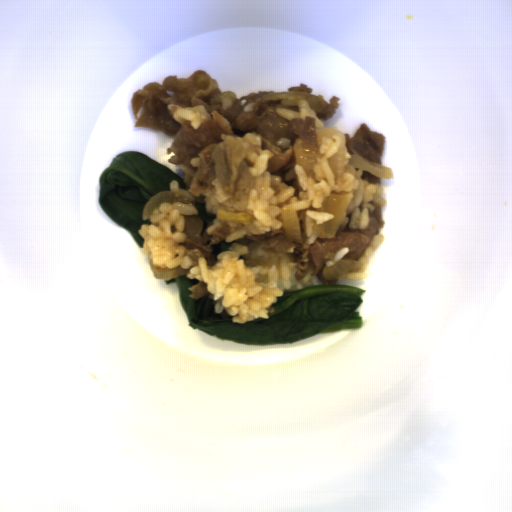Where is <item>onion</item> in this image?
<instances>
[{
	"instance_id": "2",
	"label": "onion",
	"mask_w": 512,
	"mask_h": 512,
	"mask_svg": "<svg viewBox=\"0 0 512 512\" xmlns=\"http://www.w3.org/2000/svg\"><path fill=\"white\" fill-rule=\"evenodd\" d=\"M265 100H290L293 103H297L299 105V100H306L308 105L313 111L316 113L322 112L328 105L327 102L323 100V96L318 94V96L310 95L306 91L302 90H293L287 92H268L263 94L262 96Z\"/></svg>"
},
{
	"instance_id": "5",
	"label": "onion",
	"mask_w": 512,
	"mask_h": 512,
	"mask_svg": "<svg viewBox=\"0 0 512 512\" xmlns=\"http://www.w3.org/2000/svg\"><path fill=\"white\" fill-rule=\"evenodd\" d=\"M348 165L353 167L356 172L363 174V171L371 172L380 179H392L394 178V172L392 167L385 166L370 162L360 154H352V157L348 160Z\"/></svg>"
},
{
	"instance_id": "1",
	"label": "onion",
	"mask_w": 512,
	"mask_h": 512,
	"mask_svg": "<svg viewBox=\"0 0 512 512\" xmlns=\"http://www.w3.org/2000/svg\"><path fill=\"white\" fill-rule=\"evenodd\" d=\"M354 192L341 191L337 192L332 190L329 196H326L323 201L321 208H317L315 211L328 212L334 215V217L316 225L317 237L322 239H335L336 234L341 226V223L346 215L349 204L351 202Z\"/></svg>"
},
{
	"instance_id": "4",
	"label": "onion",
	"mask_w": 512,
	"mask_h": 512,
	"mask_svg": "<svg viewBox=\"0 0 512 512\" xmlns=\"http://www.w3.org/2000/svg\"><path fill=\"white\" fill-rule=\"evenodd\" d=\"M284 234L288 241L305 243L306 237L302 231L299 215L295 206H281Z\"/></svg>"
},
{
	"instance_id": "6",
	"label": "onion",
	"mask_w": 512,
	"mask_h": 512,
	"mask_svg": "<svg viewBox=\"0 0 512 512\" xmlns=\"http://www.w3.org/2000/svg\"><path fill=\"white\" fill-rule=\"evenodd\" d=\"M364 262L351 258H341L334 266H325L322 269L324 280H339L345 273L360 270Z\"/></svg>"
},
{
	"instance_id": "7",
	"label": "onion",
	"mask_w": 512,
	"mask_h": 512,
	"mask_svg": "<svg viewBox=\"0 0 512 512\" xmlns=\"http://www.w3.org/2000/svg\"><path fill=\"white\" fill-rule=\"evenodd\" d=\"M236 100V93L229 90L214 94L212 98H209L210 105H220L223 111L231 108Z\"/></svg>"
},
{
	"instance_id": "3",
	"label": "onion",
	"mask_w": 512,
	"mask_h": 512,
	"mask_svg": "<svg viewBox=\"0 0 512 512\" xmlns=\"http://www.w3.org/2000/svg\"><path fill=\"white\" fill-rule=\"evenodd\" d=\"M162 203H170L171 205L173 203H182L187 204L190 207L195 209V204L191 199H189L187 196H185L180 191H164L159 192L152 198L148 200V202L145 204L142 210L141 218L142 221L146 219H150V216L155 208H158L160 204Z\"/></svg>"
}]
</instances>
